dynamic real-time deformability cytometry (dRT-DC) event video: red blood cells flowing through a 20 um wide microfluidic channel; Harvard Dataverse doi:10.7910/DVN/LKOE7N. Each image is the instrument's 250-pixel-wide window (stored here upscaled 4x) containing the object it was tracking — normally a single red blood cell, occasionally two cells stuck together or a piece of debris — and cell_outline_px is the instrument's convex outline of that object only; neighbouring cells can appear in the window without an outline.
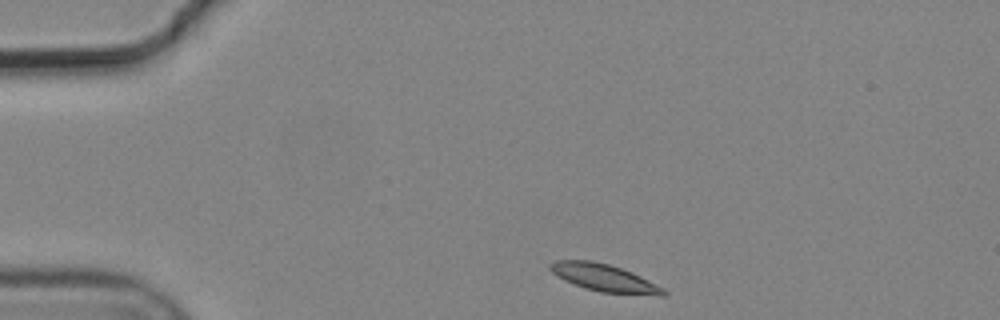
{"species": "common noctule bat (a hibernating species)", "species_latin": "Nyctalus noctula", "temperature_condition": "cold", "stored_images_in_passage": 8, "camera_frame_rate_fps": 3000, "um_per_image_px": 0.085, "animal": {"sex": "male", "body_mass_g": 19.2, "forearm_length_mm": 51.8}, "frame": {"image": 1, "passage_image": 1, "time_ms": 0.0, "image_size_px": [1000, 320], "cell_outline_px": [[668, 296], [660, 296], [600, 292], [584, 288], [564, 280], [556, 276], [548, 268], [548, 264], [556, 260], [592, 260], [608, 264], [632, 272], [664, 288], [668, 292]], "centroid_in_image_um": [51.37, 23.63], "position_along_channel_um": 33.6, "area_um2": 18.26}}
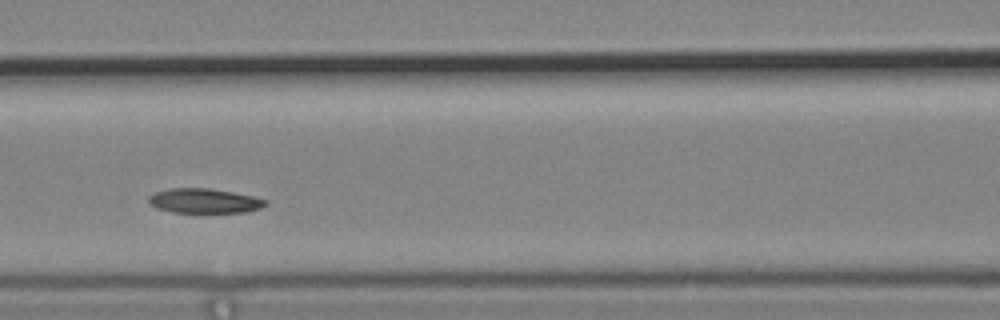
{"frame": {"image": 2, "passage_image": 5, "time_ms": 1.333, "image_size_px": [1000, 320], "cell_outline_px": [[268, 204], [260, 208], [244, 212], [172, 212], [156, 208], [148, 204], [148, 196], [156, 192], [168, 188], [208, 188], [232, 192], [252, 196], [268, 200]], "centroid_in_image_um": [17.33, 17.07], "position_along_channel_um": 149.3, "area_um2": 16.76}}
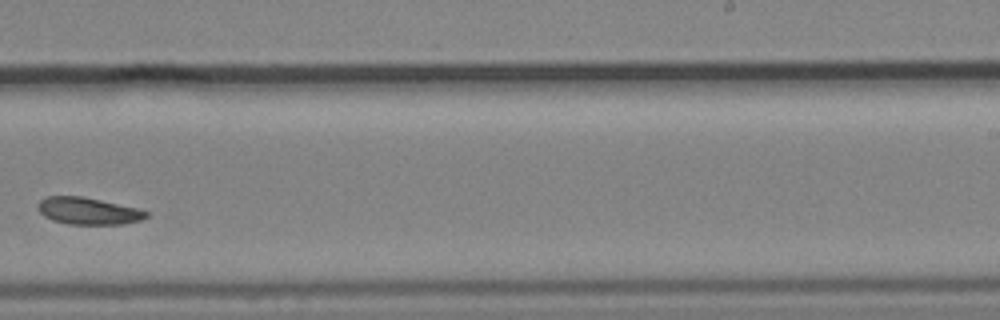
{"frame": {"image": 3, "passage_image": 8, "time_ms": 2.333, "image_size_px": [1000, 320], "cell_outline_px": [[148, 216], [140, 220], [124, 224], [68, 224], [52, 220], [44, 216], [36, 208], [36, 204], [40, 200], [48, 196], [84, 196], [136, 208], [148, 212]], "centroid_in_image_um": [7.45, 17.93], "position_along_channel_um": 281.6, "area_um2": 17.05}}